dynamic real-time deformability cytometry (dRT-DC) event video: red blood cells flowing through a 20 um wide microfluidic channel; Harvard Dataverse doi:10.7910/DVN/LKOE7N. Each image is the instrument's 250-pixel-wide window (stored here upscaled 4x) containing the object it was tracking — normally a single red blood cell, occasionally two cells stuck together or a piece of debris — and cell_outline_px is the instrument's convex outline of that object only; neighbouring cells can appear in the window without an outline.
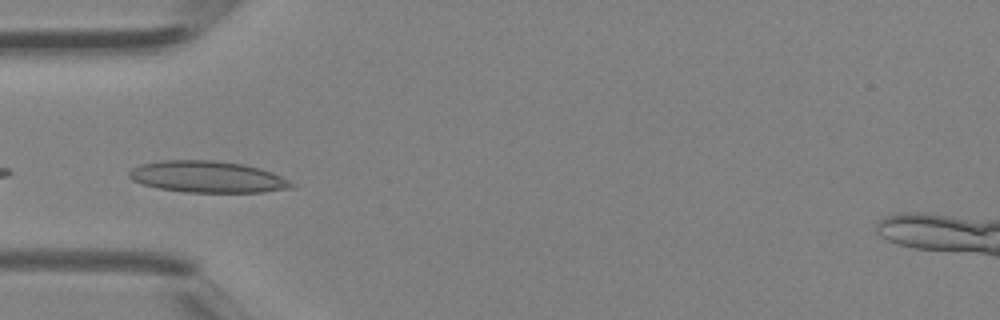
{"species": "Egyptian fruit bat (a non-hibernating species)", "species_latin": "Rousettus aegyptiacus", "temperature_condition": "room temperature", "stored_images_in_passage": 2, "camera_frame_rate_fps": 3000, "um_per_image_px": 0.085, "animal": {"sex": "female"}, "frame": {"image": 1, "passage_image": 2, "time_ms": 0.333, "image_size_px": [1000, 320], "cell_outline_px": [[296, 184], [292, 188], [264, 192], [184, 192], [160, 188], [144, 184], [132, 180], [128, 176], [128, 172], [132, 168], [140, 164], [160, 160], [212, 160], [244, 164], [260, 168], [272, 172]], "centroid_in_image_um": [17.64, 15.02], "position_along_channel_um": 67.4, "area_um2": 29.88}}